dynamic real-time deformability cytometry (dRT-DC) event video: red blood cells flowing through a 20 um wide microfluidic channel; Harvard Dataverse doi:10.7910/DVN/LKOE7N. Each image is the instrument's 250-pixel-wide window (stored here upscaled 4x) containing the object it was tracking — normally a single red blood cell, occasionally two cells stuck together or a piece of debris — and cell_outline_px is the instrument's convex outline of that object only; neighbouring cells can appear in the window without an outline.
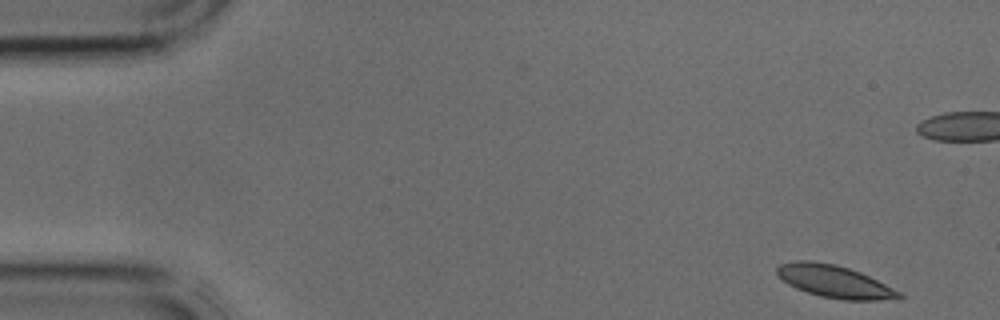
{"species": "common noctule bat (a hibernating species)", "species_latin": "Nyctalus noctula", "temperature_condition": "cold", "stored_images_in_passage": 4, "camera_frame_rate_fps": 3000, "um_per_image_px": 0.085, "animal": {"sex": "male", "body_mass_g": 17.9, "forearm_length_mm": 54.2}, "frame": {"image": 1, "passage_image": 1, "time_ms": 0.0, "image_size_px": [1000, 320], "cell_outline_px": [[904, 296], [900, 300], [844, 300], [820, 296], [796, 288], [788, 284], [776, 272], [776, 268], [780, 264], [796, 260], [808, 260], [836, 264], [860, 272], [900, 292]], "centroid_in_image_um": [70.95, 23.93], "position_along_channel_um": 14.0, "area_um2": 22.95}}
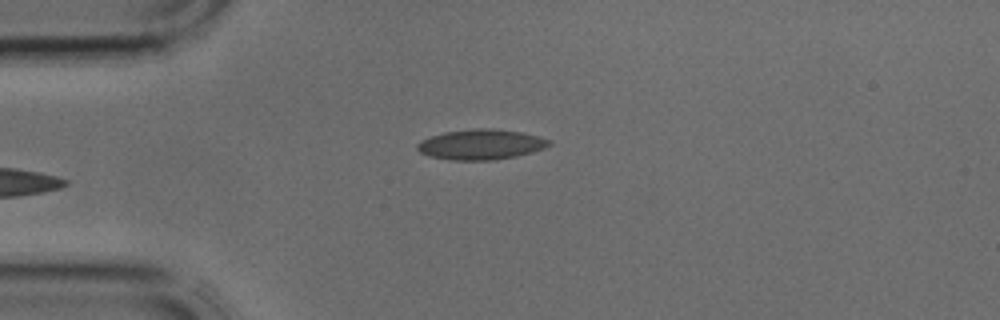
{"frame": {"image": 2, "passage_image": 4, "time_ms": 1.0, "image_size_px": [1000, 320], "cell_outline_px": [[552, 144], [544, 148], [532, 152], [516, 156], [492, 160], [452, 160], [428, 156], [420, 152], [416, 148], [416, 144], [420, 140], [444, 132], [472, 128], [492, 128], [520, 132], [552, 140]], "centroid_in_image_um": [40.86, 12.28], "position_along_channel_um": 44.1, "area_um2": 23.29}}